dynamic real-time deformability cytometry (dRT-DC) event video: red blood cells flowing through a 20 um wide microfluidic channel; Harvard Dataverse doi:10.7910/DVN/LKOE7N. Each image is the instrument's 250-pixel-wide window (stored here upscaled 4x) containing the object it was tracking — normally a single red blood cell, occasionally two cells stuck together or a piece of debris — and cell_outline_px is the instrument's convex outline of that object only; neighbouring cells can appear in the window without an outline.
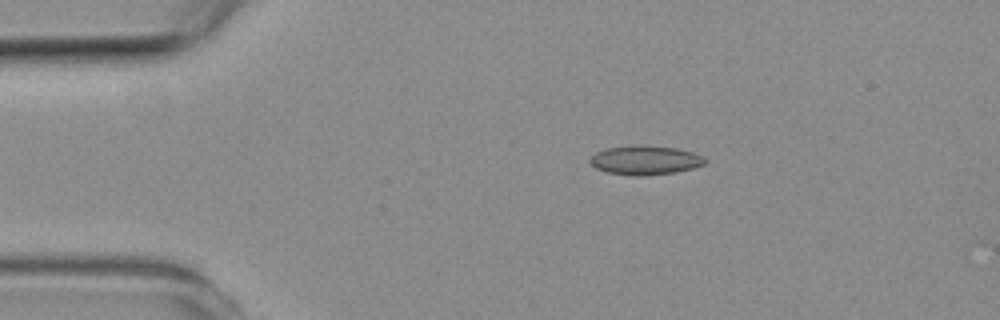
{"species": "common noctule bat (a hibernating species)", "species_latin": "Nyctalus noctula", "temperature_condition": "room temperature", "stored_images_in_passage": 12, "camera_frame_rate_fps": 3000, "um_per_image_px": 0.085, "animal": {"sex": "female", "body_mass_g": 19.3, "forearm_length_mm": 54.1}, "frame": {"image": 1, "passage_image": 2, "time_ms": 1.333, "image_size_px": [1000, 320], "cell_outline_px": [[708, 160], [704, 164], [692, 168], [676, 172], [632, 176], [608, 172], [596, 168], [588, 160], [588, 156], [604, 148], [676, 148], [692, 152], [704, 156]], "centroid_in_image_um": [54.84, 13.65], "position_along_channel_um": 30.2, "area_um2": 18.61}}
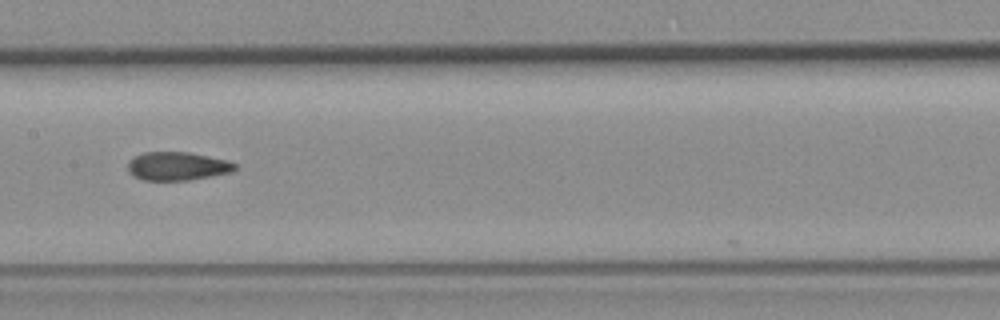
{"frame": {"image": 2, "passage_image": 6, "time_ms": 7.0, "image_size_px": [1000, 320], "cell_outline_px": [[236, 168], [232, 172], [212, 176], [188, 180], [144, 180], [132, 176], [128, 172], [128, 160], [144, 152], [188, 152], [228, 160], [236, 164]], "centroid_in_image_um": [15.06, 14.12], "position_along_channel_um": 192.3, "area_um2": 17.8}}
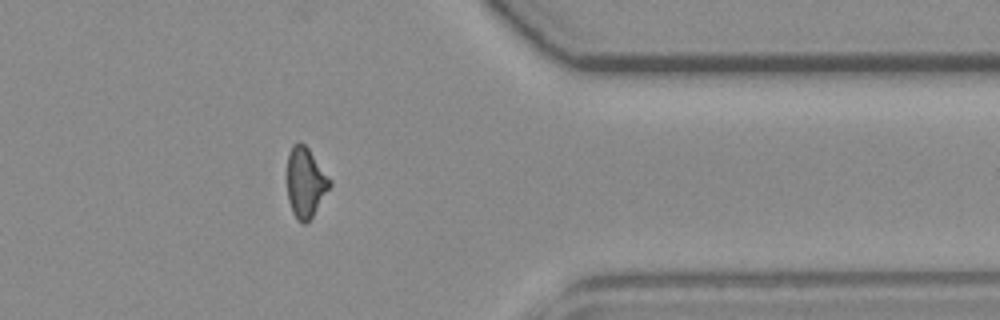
{"frame": {"image": 3, "passage_image": 11, "time_ms": 12.667, "image_size_px": [1000, 320], "cell_outline_px": [[332, 184], [312, 216], [304, 224], [296, 220], [292, 212], [288, 200], [288, 152], [292, 144], [300, 140], [308, 148], [332, 180]], "centroid_in_image_um": [25.97, 15.48], "position_along_channel_um": 385.4, "area_um2": 17.4}}